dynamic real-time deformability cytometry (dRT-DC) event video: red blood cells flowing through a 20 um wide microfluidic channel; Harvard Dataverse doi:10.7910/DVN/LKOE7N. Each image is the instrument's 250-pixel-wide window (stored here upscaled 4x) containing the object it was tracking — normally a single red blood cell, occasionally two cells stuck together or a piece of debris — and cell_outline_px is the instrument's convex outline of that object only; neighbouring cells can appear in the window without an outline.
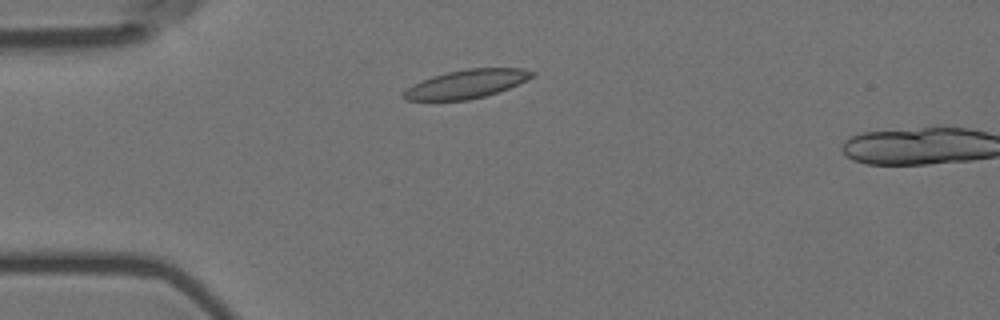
{"species": "Egyptian fruit bat (a non-hibernating species)", "species_latin": "Rousettus aegyptiacus", "temperature_condition": "room temperature", "stored_images_in_passage": 4, "camera_frame_rate_fps": 3000, "um_per_image_px": 0.085, "animal": {"sex": "female"}, "frame": {"image": 1, "passage_image": 3, "time_ms": 0.667, "image_size_px": [1000, 320], "cell_outline_px": [[536, 72], [528, 80], [508, 88], [484, 96], [468, 100], [408, 100], [404, 96], [404, 92], [408, 88], [432, 76], [448, 72], [468, 68], [524, 68]], "centroid_in_image_um": [39.73, 7.12], "position_along_channel_um": 45.3, "area_um2": 20.92}}